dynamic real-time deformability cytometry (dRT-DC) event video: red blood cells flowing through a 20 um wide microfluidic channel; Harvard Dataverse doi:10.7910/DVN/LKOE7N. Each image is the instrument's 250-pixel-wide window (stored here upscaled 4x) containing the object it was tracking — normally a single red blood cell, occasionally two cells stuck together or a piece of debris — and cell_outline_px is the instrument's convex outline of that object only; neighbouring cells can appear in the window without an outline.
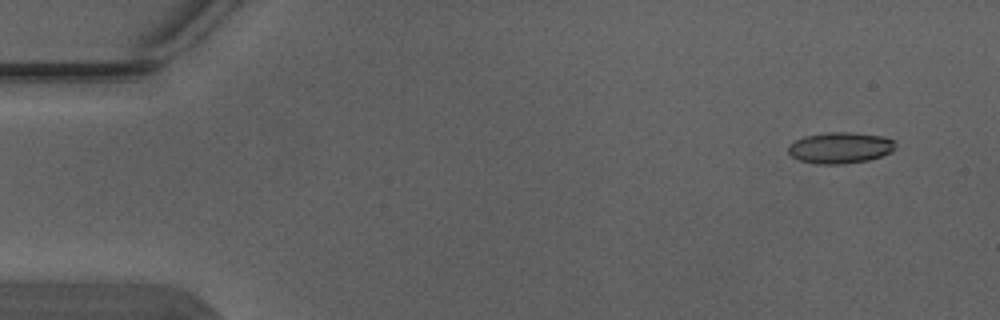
{"species": "Egyptian fruit bat (a non-hibernating species)", "species_latin": "Rousettus aegyptiacus", "temperature_condition": "warm", "stored_images_in_passage": 5, "camera_frame_rate_fps": 3000, "um_per_image_px": 0.085, "animal": {"sex": "male"}, "frame": {"image": 1, "passage_image": 2, "time_ms": 0.333, "image_size_px": [1000, 320], "cell_outline_px": [[896, 148], [892, 152], [868, 160], [840, 164], [816, 164], [800, 160], [792, 156], [788, 152], [788, 144], [804, 136], [828, 132], [852, 132], [884, 136], [896, 140]], "centroid_in_image_um": [71.44, 12.55], "position_along_channel_um": 13.6, "area_um2": 19.65}}
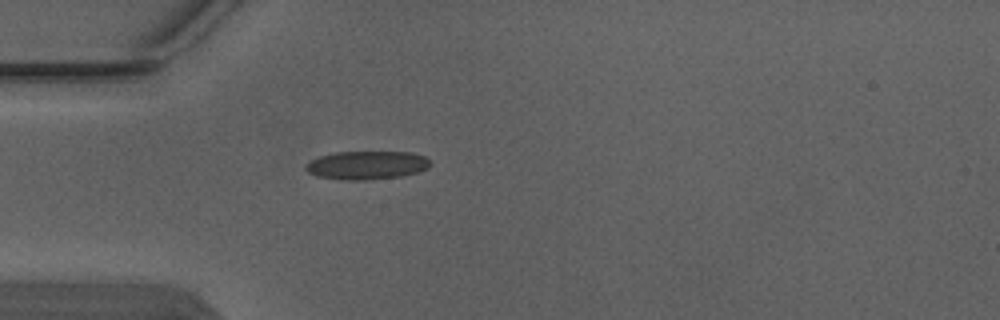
{"frame": {"image": 2, "passage_image": 5, "time_ms": 1.333, "image_size_px": [1000, 320], "cell_outline_px": [[432, 164], [428, 168], [420, 172], [400, 176], [364, 180], [344, 180], [316, 176], [308, 172], [304, 168], [304, 164], [320, 156], [336, 152], [412, 152], [424, 156]], "centroid_in_image_um": [31.18, 14.04], "position_along_channel_um": 53.8, "area_um2": 20.69}}